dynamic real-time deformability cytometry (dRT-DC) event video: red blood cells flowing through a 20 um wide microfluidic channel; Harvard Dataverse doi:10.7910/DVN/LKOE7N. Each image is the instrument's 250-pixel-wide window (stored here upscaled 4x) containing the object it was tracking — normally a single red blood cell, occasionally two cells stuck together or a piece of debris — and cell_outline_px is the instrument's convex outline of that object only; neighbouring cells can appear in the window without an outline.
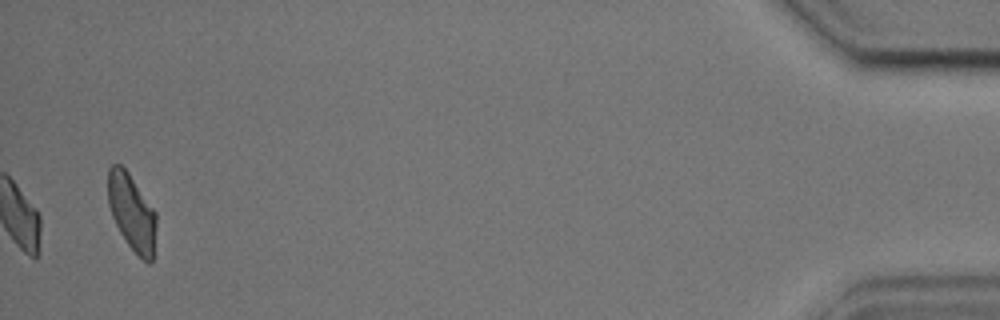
{"species": "common noctule bat (a hibernating species)", "species_latin": "Nyctalus noctula", "temperature_condition": "cold", "stored_images_in_passage": 40, "camera_frame_rate_fps": 3000, "um_per_image_px": 0.085, "animal": {"sex": "male", "body_mass_g": 17.9, "forearm_length_mm": 54.2}, "frame": {"image": 1, "passage_image": 40, "time_ms": 13.0, "image_size_px": [1000, 320], "cell_outline_px": [[156, 224], [152, 264], [148, 264], [128, 244], [120, 232], [112, 216], [108, 204], [108, 168], [112, 164], [120, 164], [128, 172], [156, 212]], "centroid_in_image_um": [11.2, 18.03], "position_along_channel_um": 424.0, "area_um2": 21.33}, "authors_computed_cell_mechanics": {"area_um2": 18.2359, "velocity_mm_per_s": 3.6645, "shape_relaxation_time_tau1_ms": 3.1563, "shape_relaxation_time_tau2_ms": 3.8119, "deformation_change_tau1": 0.1159, "deformation_change_tau2": 0.0892}}